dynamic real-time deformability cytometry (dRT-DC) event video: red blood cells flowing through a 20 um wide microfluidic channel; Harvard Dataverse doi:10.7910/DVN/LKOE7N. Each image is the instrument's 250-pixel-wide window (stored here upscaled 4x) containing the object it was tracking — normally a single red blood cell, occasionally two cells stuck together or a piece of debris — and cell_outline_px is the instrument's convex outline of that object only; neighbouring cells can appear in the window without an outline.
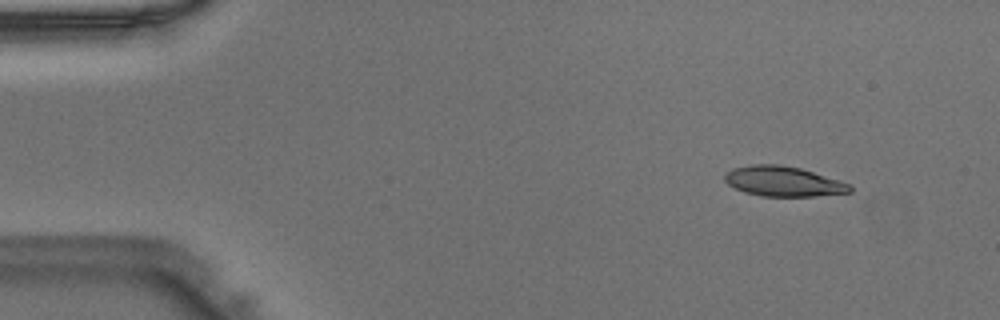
{"species": "Egyptian fruit bat (a non-hibernating species)", "species_latin": "Rousettus aegyptiacus", "temperature_condition": "warm", "stored_images_in_passage": 43, "camera_frame_rate_fps": 3000, "um_per_image_px": 0.085, "animal": {"sex": "male"}, "frame": {"image": 1, "passage_image": 1, "time_ms": 0.0, "image_size_px": [1000, 320], "cell_outline_px": [[852, 192], [812, 196], [760, 196], [744, 192], [728, 184], [724, 180], [724, 176], [732, 168], [752, 164], [780, 164], [800, 168], [852, 184]], "centroid_in_image_um": [66.58, 15.41], "position_along_channel_um": 18.4, "area_um2": 21.91}}
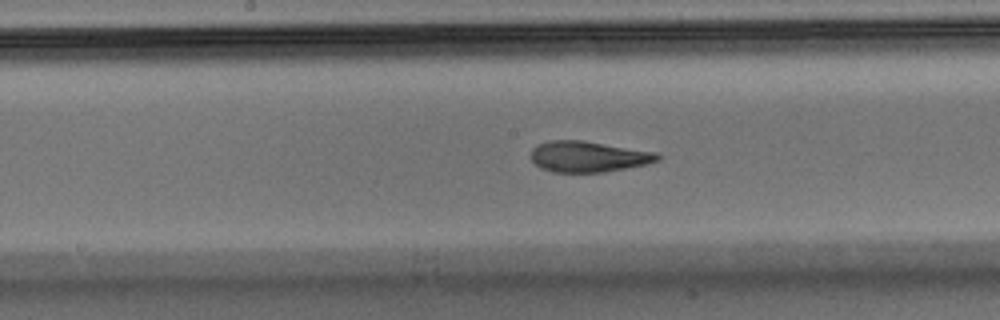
{"frame": {"image": 2, "passage_image": 20, "time_ms": 6.333, "image_size_px": [1000, 320], "cell_outline_px": [[660, 160], [644, 164], [604, 172], [552, 172], [540, 168], [532, 160], [532, 148], [536, 144], [548, 140], [584, 140], [656, 152], [660, 156]], "centroid_in_image_um": [49.97, 13.3], "position_along_channel_um": 198.2, "area_um2": 22.77}}
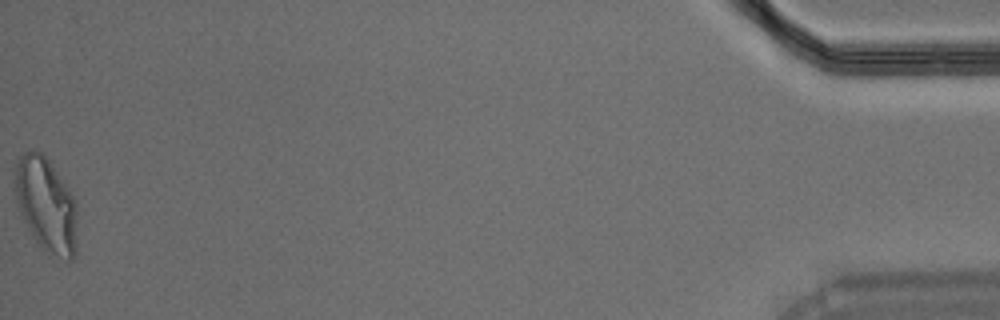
{"frame": {"image": 3, "passage_image": 43, "time_ms": 14.0, "image_size_px": [1000, 320], "cell_outline_px": [[76, 252], [72, 260], [68, 260], [44, 248], [36, 240], [24, 220], [20, 212], [16, 200], [12, 172], [16, 160], [24, 152], [36, 148], [44, 152], [68, 188], [76, 204]], "centroid_in_image_um": [3.88, 17.28], "position_along_channel_um": 431.3, "area_um2": 34.28}}